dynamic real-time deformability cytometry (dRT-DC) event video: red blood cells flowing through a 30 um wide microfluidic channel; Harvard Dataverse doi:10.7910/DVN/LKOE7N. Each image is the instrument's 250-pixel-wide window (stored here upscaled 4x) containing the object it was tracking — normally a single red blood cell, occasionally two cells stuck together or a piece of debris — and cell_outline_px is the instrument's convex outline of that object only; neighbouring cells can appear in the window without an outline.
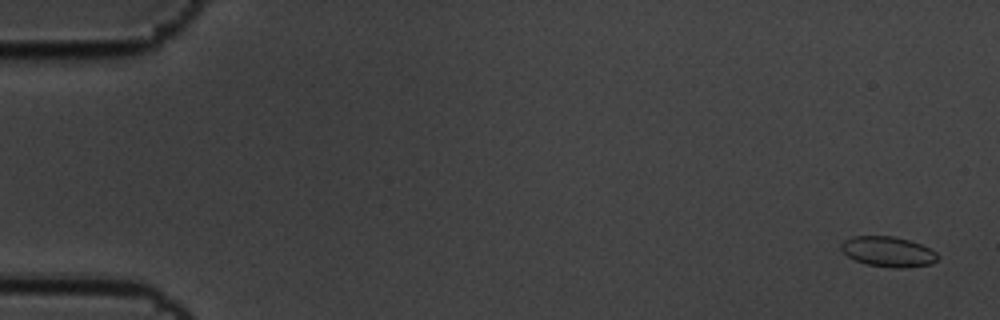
{"species": "common noctule bat (a hibernating species)", "species_latin": "Nyctalus noctula", "temperature_condition": "cold", "stored_images_in_passage": 7, "camera_frame_rate_fps": 3000, "um_per_image_px": 0.085, "animal": {"sex": "male", "body_mass_g": 19.5, "forearm_length_mm": 54.6}, "frame": {"image": 1, "passage_image": 1, "time_ms": 0.0, "image_size_px": [1000, 320], "cell_outline_px": [[940, 256], [932, 264], [904, 268], [892, 268], [868, 264], [856, 260], [848, 256], [840, 248], [840, 244], [844, 240], [852, 236], [892, 236], [908, 240], [920, 244], [936, 252]], "centroid_in_image_um": [75.49, 21.39], "position_along_channel_um": 9.5, "area_um2": 16.94}}
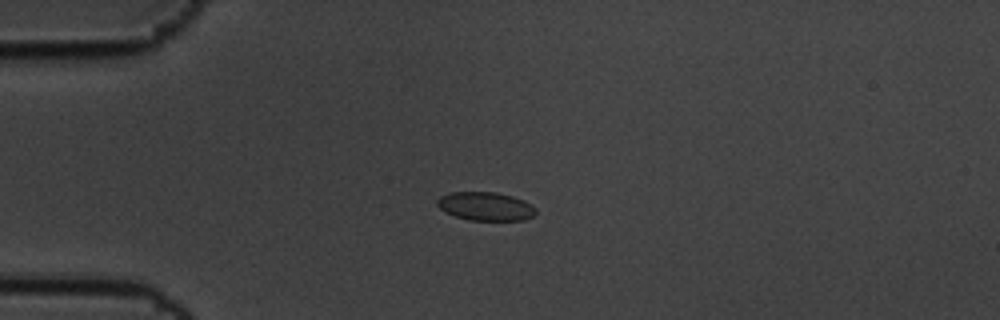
{"frame": {"image": 2, "passage_image": 5, "time_ms": 1.333, "image_size_px": [1000, 320], "cell_outline_px": [[536, 212], [532, 216], [524, 220], [468, 220], [456, 216], [440, 208], [436, 204], [436, 200], [440, 196], [452, 192], [496, 192], [512, 196], [524, 200], [532, 204], [536, 208]], "centroid_in_image_um": [41.29, 17.53], "position_along_channel_um": 43.7, "area_um2": 16.36}}
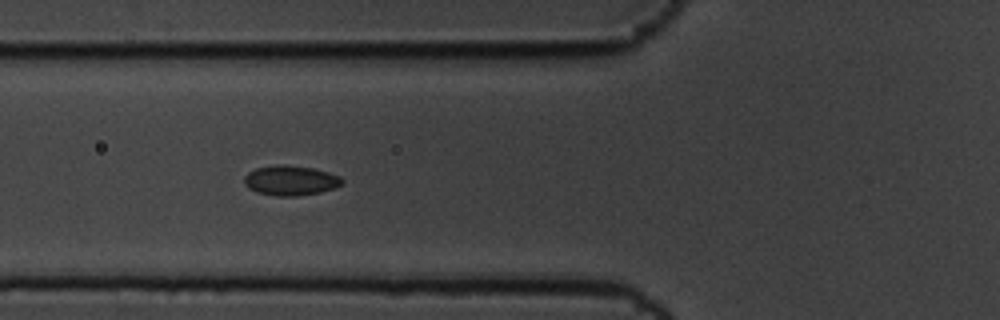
{"frame": {"image": 3, "passage_image": 7, "time_ms": 2.0, "image_size_px": [1000, 320], "cell_outline_px": [[344, 184], [336, 188], [320, 192], [296, 196], [276, 196], [256, 192], [248, 188], [244, 184], [244, 176], [248, 172], [256, 168], [276, 164], [288, 164], [312, 168], [328, 172], [340, 176], [344, 180]], "centroid_in_image_um": [24.7, 15.33], "position_along_channel_um": 101.1, "area_um2": 17.34}}